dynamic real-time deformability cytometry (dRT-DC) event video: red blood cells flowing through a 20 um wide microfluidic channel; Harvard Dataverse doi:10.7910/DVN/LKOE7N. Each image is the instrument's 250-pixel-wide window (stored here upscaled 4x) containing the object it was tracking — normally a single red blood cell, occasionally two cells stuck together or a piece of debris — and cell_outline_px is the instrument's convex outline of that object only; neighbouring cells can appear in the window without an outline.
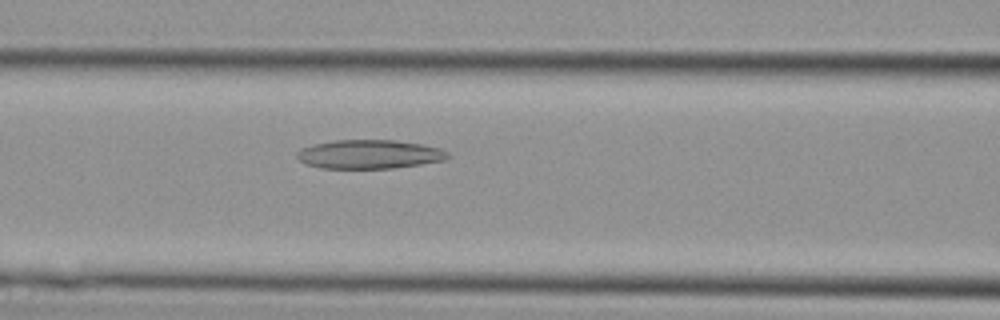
{"species": "Egyptian fruit bat (a non-hibernating species)", "species_latin": "Rousettus aegyptiacus", "temperature_condition": "cold", "stored_images_in_passage": 35, "camera_frame_rate_fps": 3000, "um_per_image_px": 0.085, "animal": {"sex": "female"}, "frame": {"image": 1, "passage_image": 14, "time_ms": 4.333, "image_size_px": [1000, 320], "cell_outline_px": [[452, 156], [444, 160], [420, 164], [392, 168], [320, 168], [304, 164], [296, 156], [296, 152], [300, 148], [312, 144], [336, 140], [396, 140], [420, 144], [440, 148], [448, 152]], "centroid_in_image_um": [31.36, 13.11], "position_along_channel_um": 135.2, "area_um2": 25.49}}
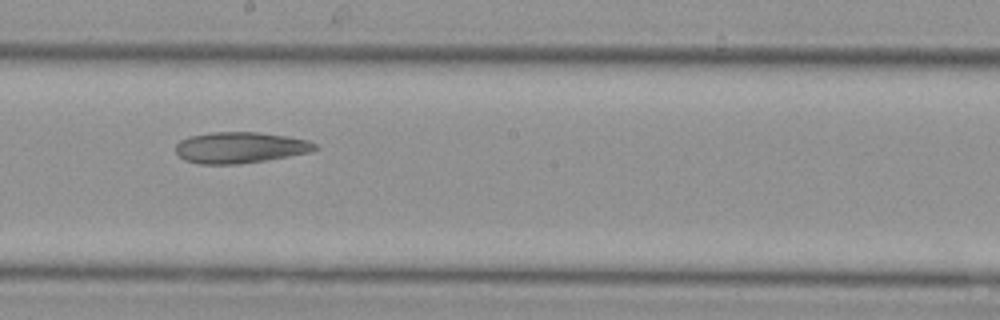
{"frame": {"image": 2, "passage_image": 19, "time_ms": 6.0, "image_size_px": [1000, 320], "cell_outline_px": [[320, 148], [312, 152], [268, 160], [240, 164], [196, 164], [184, 160], [176, 152], [176, 144], [180, 140], [188, 136], [212, 132], [256, 132], [288, 136], [308, 140], [316, 144]], "centroid_in_image_um": [20.43, 12.55], "position_along_channel_um": 227.8, "area_um2": 25.61}}
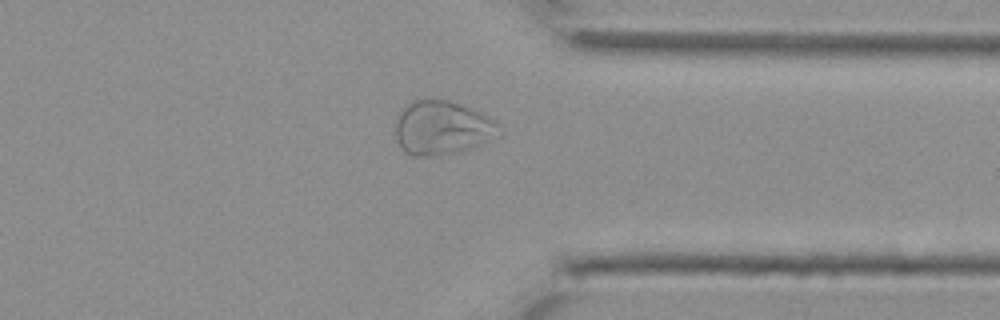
{"frame": {"image": 3, "passage_image": 27, "time_ms": 8.667, "image_size_px": [1000, 320], "cell_outline_px": [[500, 136], [480, 144], [456, 152], [428, 156], [412, 156], [404, 152], [400, 148], [396, 136], [396, 116], [412, 100], [432, 96], [448, 100], [460, 104], [480, 112], [496, 120], [500, 124]], "centroid_in_image_um": [37.57, 10.83], "position_along_channel_um": 373.8, "area_um2": 33.06}}